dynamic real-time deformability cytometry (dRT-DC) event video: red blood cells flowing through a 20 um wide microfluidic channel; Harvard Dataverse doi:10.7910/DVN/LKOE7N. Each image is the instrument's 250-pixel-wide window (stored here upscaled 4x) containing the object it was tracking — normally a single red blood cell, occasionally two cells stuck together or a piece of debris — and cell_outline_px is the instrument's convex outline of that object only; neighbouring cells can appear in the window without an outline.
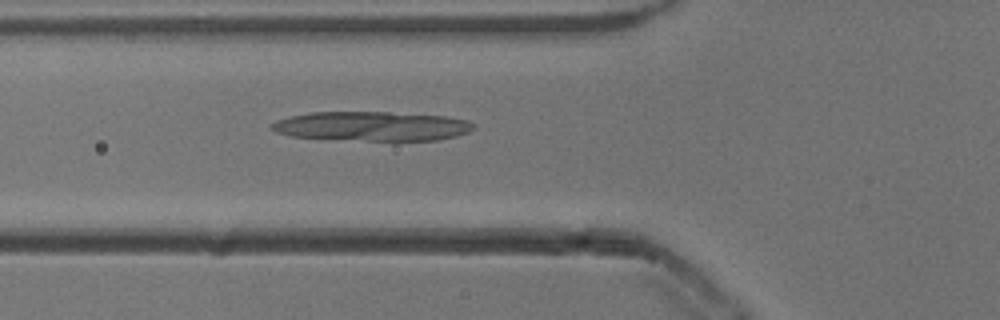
{"species": "common noctule bat (a hibernating species)", "species_latin": "Nyctalus noctula", "temperature_condition": "cold", "stored_images_in_passage": 51, "camera_frame_rate_fps": 3000, "um_per_image_px": 0.085, "animal": {"sex": "male", "body_mass_g": 13.3}, "frame": {"image": 1, "passage_image": 17, "time_ms": 5.333, "image_size_px": [1000, 320], "cell_outline_px": [[476, 128], [468, 132], [456, 136], [436, 140], [396, 144], [392, 144], [292, 136], [276, 132], [272, 128], [272, 124], [276, 120], [292, 116], [312, 112], [388, 112], [448, 116], [468, 120]], "centroid_in_image_um": [31.7, 10.78], "position_along_channel_um": 94.1, "area_um2": 35.89}}
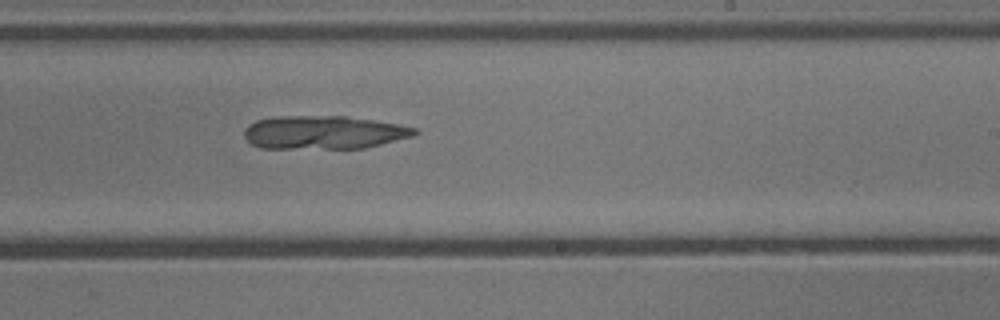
{"frame": {"image": 2, "passage_image": 30, "time_ms": 9.667, "image_size_px": [1000, 320], "cell_outline_px": [[420, 132], [412, 136], [364, 148], [260, 148], [252, 144], [244, 136], [244, 128], [248, 124], [256, 120], [276, 116], [344, 116], [400, 124], [416, 128]], "centroid_in_image_um": [27.49, 11.25], "position_along_channel_um": 261.5, "area_um2": 33.12}}
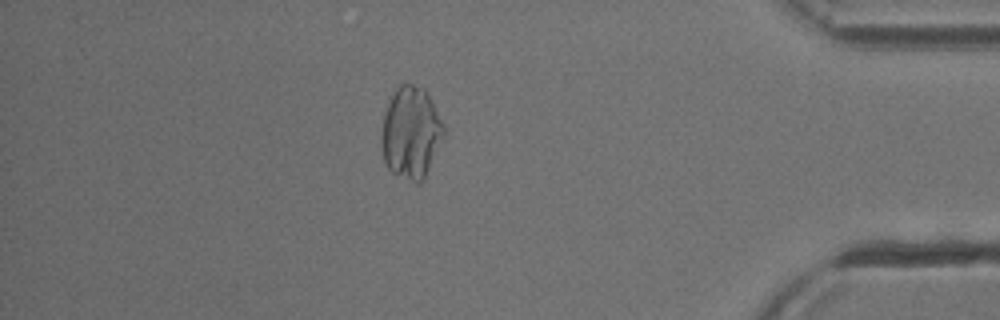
{"frame": {"image": 3, "passage_image": 44, "time_ms": 14.333, "image_size_px": [1000, 320], "cell_outline_px": [[444, 136], [424, 180], [416, 184], [392, 172], [388, 168], [384, 160], [380, 144], [380, 132], [384, 112], [388, 100], [396, 88], [400, 84], [412, 84], [424, 88], [444, 124]], "centroid_in_image_um": [34.9, 11.29], "position_along_channel_um": 400.3, "area_um2": 33.7}}